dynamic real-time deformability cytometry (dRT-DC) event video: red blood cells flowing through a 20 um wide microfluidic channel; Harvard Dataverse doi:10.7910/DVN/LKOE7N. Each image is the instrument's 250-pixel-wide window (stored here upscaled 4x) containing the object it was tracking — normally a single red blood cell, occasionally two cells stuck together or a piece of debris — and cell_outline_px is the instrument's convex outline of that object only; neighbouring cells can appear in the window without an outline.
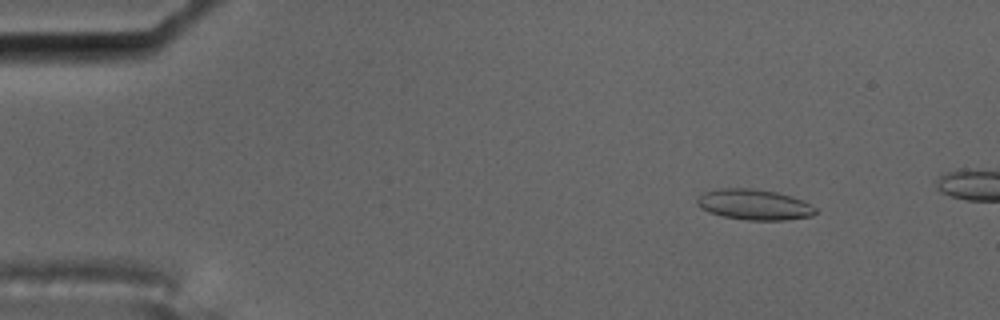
{"species": "common noctule bat (a hibernating species)", "species_latin": "Nyctalus noctula", "temperature_condition": "cold", "stored_images_in_passage": 5, "camera_frame_rate_fps": 3000, "um_per_image_px": 0.085, "animal": {"sex": "male", "body_mass_g": 17.5, "forearm_length_mm": 52.3}, "frame": {"image": 1, "passage_image": 2, "time_ms": 0.333, "image_size_px": [1000, 320], "cell_outline_px": [[816, 212], [812, 216], [784, 220], [748, 220], [724, 216], [708, 212], [700, 208], [696, 204], [696, 196], [704, 192], [720, 188], [752, 188], [776, 192], [792, 196], [804, 200], [816, 208]], "centroid_in_image_um": [64.08, 17.38], "position_along_channel_um": 20.9, "area_um2": 21.27}}